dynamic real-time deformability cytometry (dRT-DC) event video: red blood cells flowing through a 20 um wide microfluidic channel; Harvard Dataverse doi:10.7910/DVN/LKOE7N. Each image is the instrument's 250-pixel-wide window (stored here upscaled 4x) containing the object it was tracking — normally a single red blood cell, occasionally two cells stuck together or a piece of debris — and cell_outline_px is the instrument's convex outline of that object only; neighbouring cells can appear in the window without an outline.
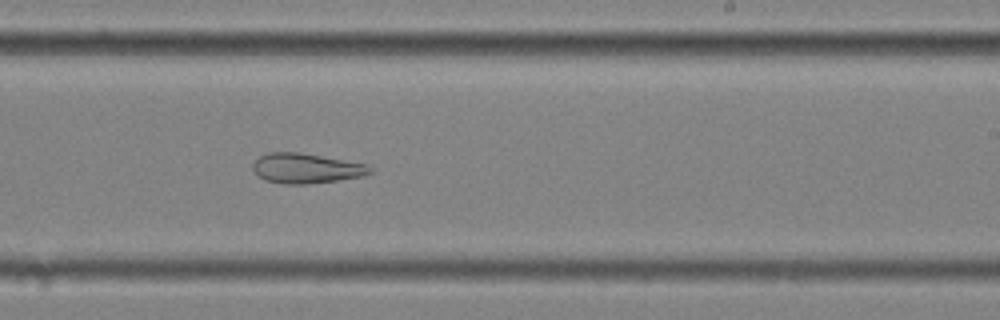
{"species": "common noctule bat (a hibernating species)", "species_latin": "Nyctalus noctula", "temperature_condition": "cold", "stored_images_in_passage": 27, "camera_frame_rate_fps": 3000, "um_per_image_px": 0.085, "animal": {"sex": "female", "body_mass_g": 25.1}, "frame": {"image": 1, "passage_image": 16, "time_ms": 5.0, "image_size_px": [1000, 320], "cell_outline_px": [[372, 172], [364, 176], [336, 180], [304, 184], [284, 184], [264, 180], [252, 168], [252, 164], [260, 156], [268, 152], [300, 152], [368, 164], [372, 168]], "centroid_in_image_um": [26.03, 14.3], "position_along_channel_um": 263.0, "area_um2": 20.4}}